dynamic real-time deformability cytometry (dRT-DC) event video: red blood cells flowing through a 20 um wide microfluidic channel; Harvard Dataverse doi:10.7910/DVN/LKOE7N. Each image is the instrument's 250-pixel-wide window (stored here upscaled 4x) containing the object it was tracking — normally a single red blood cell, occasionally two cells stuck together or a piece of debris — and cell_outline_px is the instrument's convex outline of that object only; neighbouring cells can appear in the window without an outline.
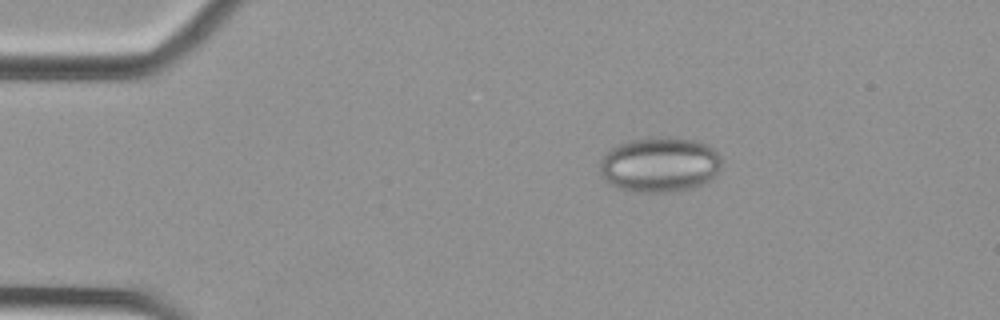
{"species": "Egyptian fruit bat (a non-hibernating species)", "species_latin": "Rousettus aegyptiacus", "temperature_condition": "cold", "stored_images_in_passage": 46, "camera_frame_rate_fps": 3000, "um_per_image_px": 0.085, "animal": {"sex": "female"}, "frame": {"image": 1, "passage_image": 1, "time_ms": 0.0, "image_size_px": [1000, 320], "cell_outline_px": [[720, 168], [716, 176], [700, 184], [688, 188], [668, 192], [636, 192], [620, 188], [604, 180], [600, 172], [600, 160], [616, 144], [632, 140], [656, 136], [668, 136], [696, 140], [708, 144], [720, 156]], "centroid_in_image_um": [56.07, 13.97], "position_along_channel_um": 28.9, "area_um2": 39.13}}
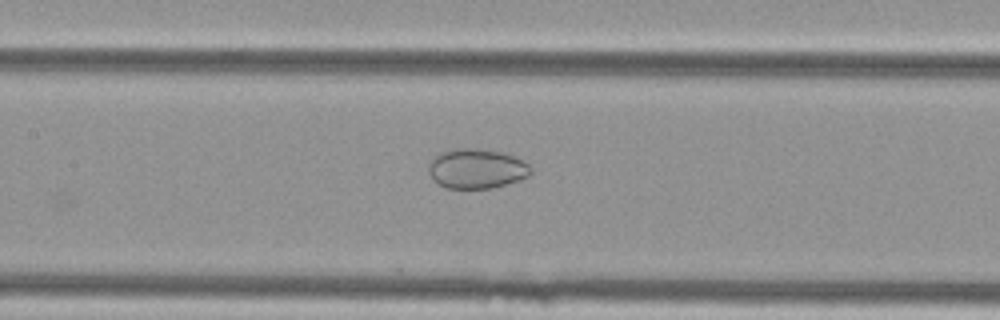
{"frame": {"image": 2, "passage_image": 17, "time_ms": 5.333, "image_size_px": [1000, 320], "cell_outline_px": [[532, 172], [528, 176], [492, 188], [448, 188], [440, 184], [428, 172], [428, 160], [440, 152], [452, 148], [472, 148], [504, 152], [524, 160], [532, 168]], "centroid_in_image_um": [40.5, 14.3], "position_along_channel_um": 166.9, "area_um2": 23.7}}
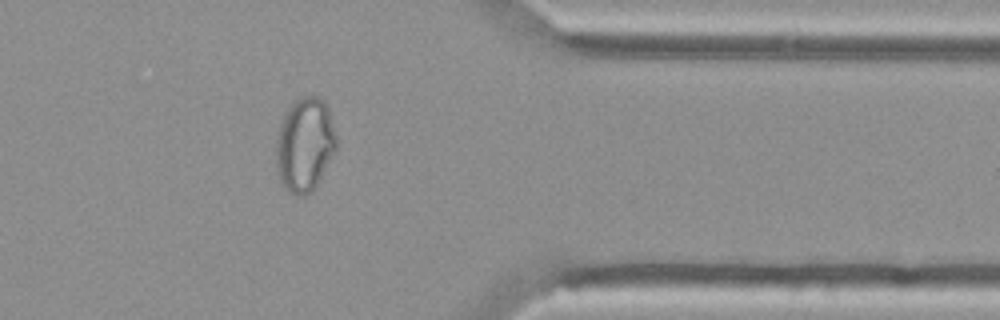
{"frame": {"image": 3, "passage_image": 36, "time_ms": 11.667, "image_size_px": [1000, 320], "cell_outline_px": [[336, 148], [312, 192], [304, 196], [296, 196], [284, 188], [276, 176], [276, 140], [280, 120], [284, 112], [300, 96], [320, 96], [324, 100], [328, 108], [336, 136]], "centroid_in_image_um": [25.86, 12.29], "position_along_channel_um": 385.5, "area_um2": 33.29}}